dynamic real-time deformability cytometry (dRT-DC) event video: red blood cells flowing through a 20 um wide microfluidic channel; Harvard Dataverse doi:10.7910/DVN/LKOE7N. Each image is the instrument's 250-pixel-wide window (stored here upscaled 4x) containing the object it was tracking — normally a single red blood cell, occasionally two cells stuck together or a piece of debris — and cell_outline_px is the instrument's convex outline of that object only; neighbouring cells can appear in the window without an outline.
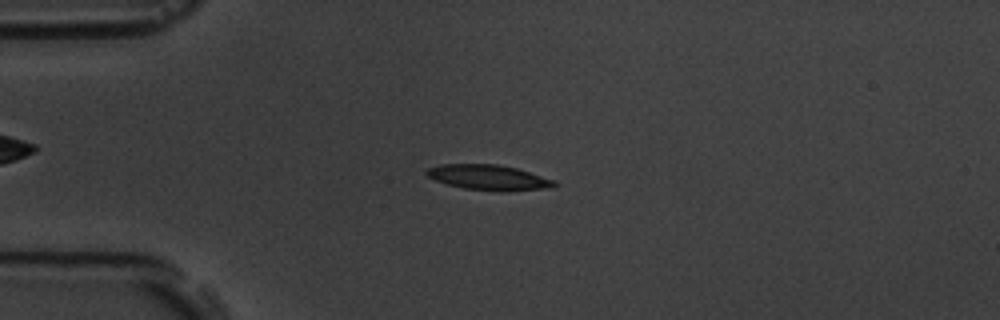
{"species": "common noctule bat (a hibernating species)", "species_latin": "Nyctalus noctula", "temperature_condition": "room temperature", "stored_images_in_passage": 4, "camera_frame_rate_fps": 3000, "um_per_image_px": 0.085, "animal": {"sex": "male", "body_mass_g": 19.5, "forearm_length_mm": 54.6}, "frame": {"image": 1, "passage_image": 1, "time_ms": 0.0, "image_size_px": [1000, 320], "cell_outline_px": [[560, 184], [556, 188], [508, 192], [500, 192], [464, 188], [448, 184], [436, 180], [428, 176], [424, 172], [428, 168], [440, 164], [496, 164], [516, 168], [556, 180]], "centroid_in_image_um": [41.64, 15.1], "position_along_channel_um": 43.4, "area_um2": 19.19}}
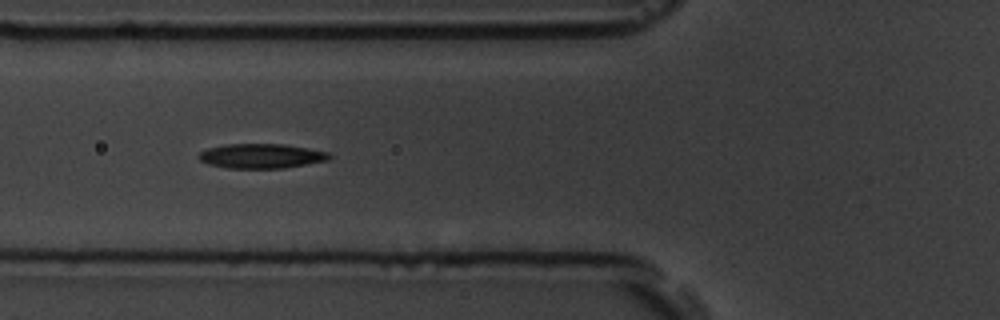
{"frame": {"image": 2, "passage_image": 3, "time_ms": 2.333, "image_size_px": [1000, 320], "cell_outline_px": [[332, 156], [328, 160], [284, 168], [228, 168], [208, 164], [200, 160], [196, 156], [200, 152], [208, 148], [224, 144], [284, 144], [308, 148], [328, 152]], "centroid_in_image_um": [22.19, 13.26], "position_along_channel_um": 103.6, "area_um2": 18.73}}
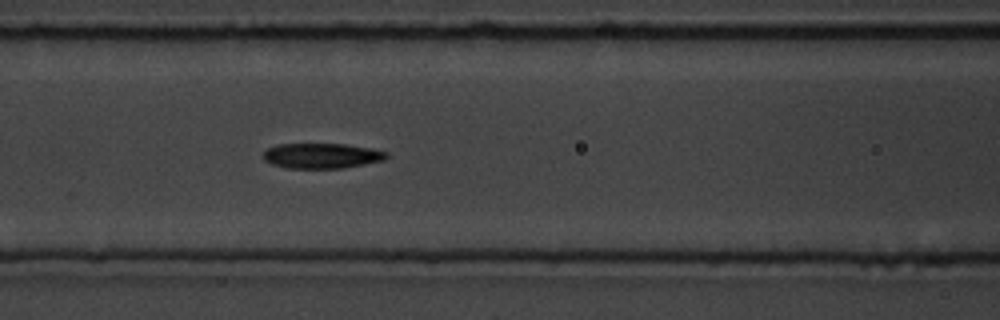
{"frame": {"image": 3, "passage_image": 4, "time_ms": 3.333, "image_size_px": [1000, 320], "cell_outline_px": [[388, 156], [384, 160], [344, 168], [288, 168], [272, 164], [264, 160], [264, 152], [268, 148], [276, 144], [344, 144], [372, 148], [388, 152]], "centroid_in_image_um": [27.36, 13.24], "position_along_channel_um": 139.2, "area_um2": 18.09}}